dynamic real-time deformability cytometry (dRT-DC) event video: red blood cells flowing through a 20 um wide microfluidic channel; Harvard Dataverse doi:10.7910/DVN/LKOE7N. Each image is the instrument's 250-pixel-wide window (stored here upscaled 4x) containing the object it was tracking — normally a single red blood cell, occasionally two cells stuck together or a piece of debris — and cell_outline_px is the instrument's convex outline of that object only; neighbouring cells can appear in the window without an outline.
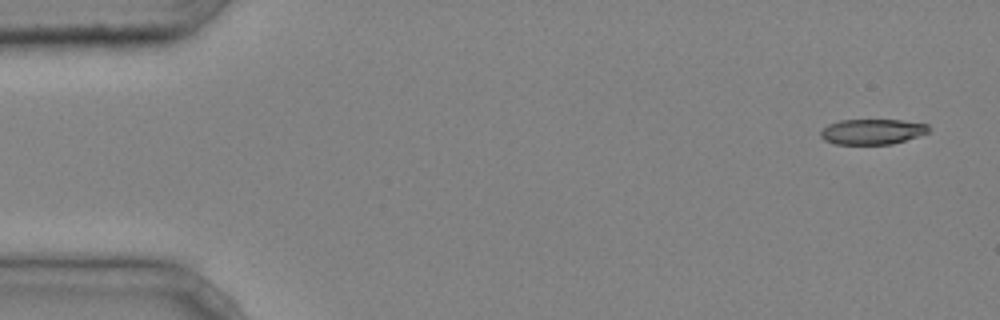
{"species": "common noctule bat (a hibernating species)", "species_latin": "Nyctalus noctula", "temperature_condition": "cold", "stored_images_in_passage": 4, "camera_frame_rate_fps": 3000, "um_per_image_px": 0.085, "animal": {"sex": "male", "body_mass_g": 20.4}, "frame": {"image": 1, "passage_image": 1, "time_ms": 0.0, "image_size_px": [1000, 320], "cell_outline_px": [[928, 132], [892, 144], [836, 144], [824, 140], [820, 136], [820, 132], [828, 124], [840, 120], [900, 120], [928, 124]], "centroid_in_image_um": [74.1, 11.19], "position_along_channel_um": 10.9, "area_um2": 15.78}}
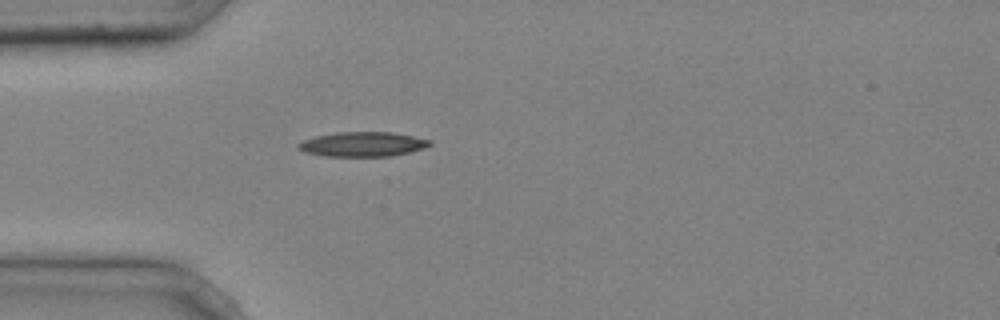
{"frame": {"image": 2, "passage_image": 4, "time_ms": 1.0, "image_size_px": [1000, 320], "cell_outline_px": [[432, 144], [424, 148], [408, 152], [388, 156], [324, 156], [304, 152], [296, 148], [296, 144], [304, 140], [316, 136], [340, 132], [392, 132], [432, 140]], "centroid_in_image_um": [30.8, 12.26], "position_along_channel_um": 54.2, "area_um2": 18.79}}